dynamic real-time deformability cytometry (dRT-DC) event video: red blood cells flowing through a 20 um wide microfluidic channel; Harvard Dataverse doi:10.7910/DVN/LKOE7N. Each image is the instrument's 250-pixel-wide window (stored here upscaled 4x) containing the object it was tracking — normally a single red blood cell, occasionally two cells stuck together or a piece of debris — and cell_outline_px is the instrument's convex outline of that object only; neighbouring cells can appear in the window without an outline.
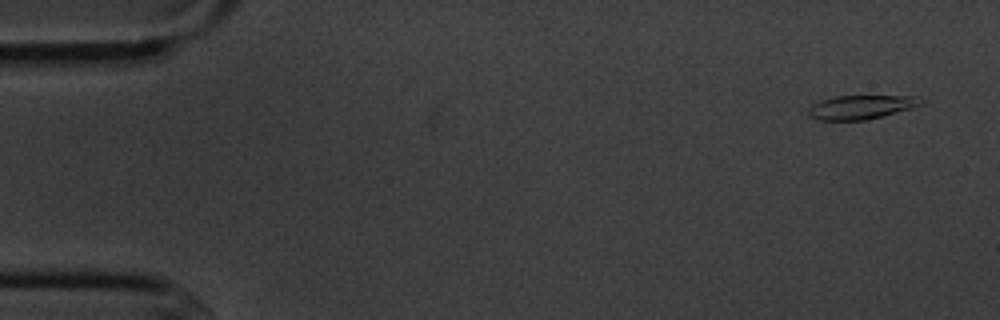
{"species": "common noctule bat (a hibernating species)", "species_latin": "Nyctalus noctula", "temperature_condition": "cold", "stored_images_in_passage": 6, "camera_frame_rate_fps": 3000, "um_per_image_px": 0.085, "animal": {"sex": "male", "body_mass_g": 20.1, "forearm_length_mm": 53.5}, "frame": {"image": 1, "passage_image": 1, "time_ms": 0.0, "image_size_px": [1000, 320], "cell_outline_px": [[924, 104], [912, 108], [864, 120], [816, 120], [808, 116], [808, 108], [812, 104], [820, 100], [836, 96], [916, 96], [924, 100]], "centroid_in_image_um": [73.16, 9.1], "position_along_channel_um": 11.8, "area_um2": 15.72}}
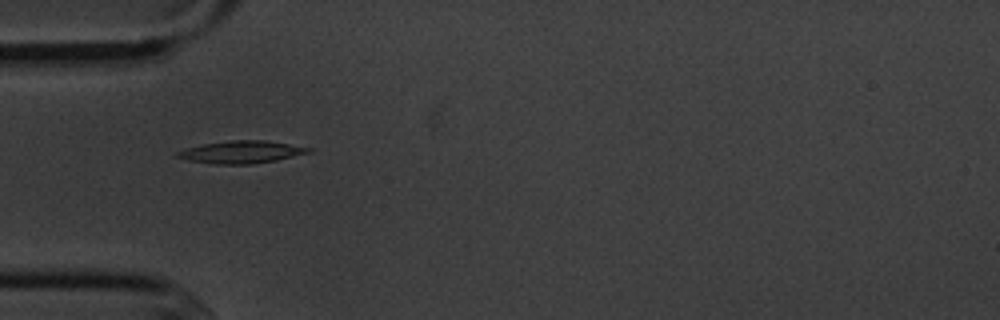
{"frame": {"image": 2, "passage_image": 5, "time_ms": 4.667, "image_size_px": [1000, 320], "cell_outline_px": [[312, 152], [276, 160], [252, 164], [212, 164], [188, 160], [176, 156], [176, 152], [188, 148], [204, 144], [232, 140], [264, 140], [312, 148]], "centroid_in_image_um": [20.53, 12.93], "position_along_channel_um": 64.5, "area_um2": 16.94}}
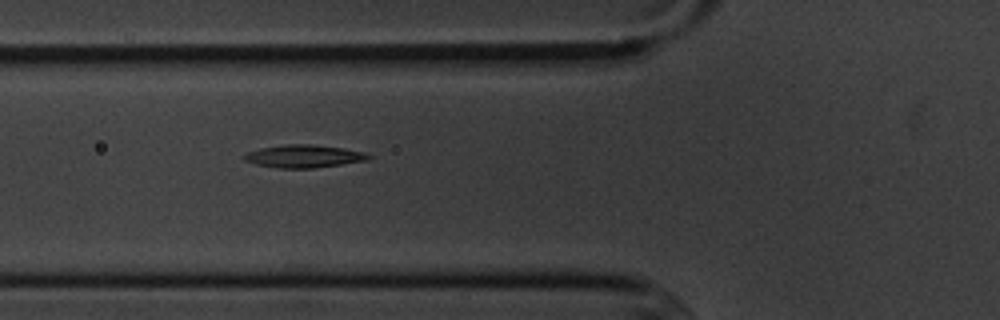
{"frame": {"image": 3, "passage_image": 6, "time_ms": 5.667, "image_size_px": [1000, 320], "cell_outline_px": [[372, 156], [368, 160], [312, 168], [276, 168], [256, 164], [244, 160], [244, 152], [260, 148], [284, 144], [312, 144], [344, 148], [364, 152]], "centroid_in_image_um": [25.79, 13.27], "position_along_channel_um": 100.0, "area_um2": 16.53}}